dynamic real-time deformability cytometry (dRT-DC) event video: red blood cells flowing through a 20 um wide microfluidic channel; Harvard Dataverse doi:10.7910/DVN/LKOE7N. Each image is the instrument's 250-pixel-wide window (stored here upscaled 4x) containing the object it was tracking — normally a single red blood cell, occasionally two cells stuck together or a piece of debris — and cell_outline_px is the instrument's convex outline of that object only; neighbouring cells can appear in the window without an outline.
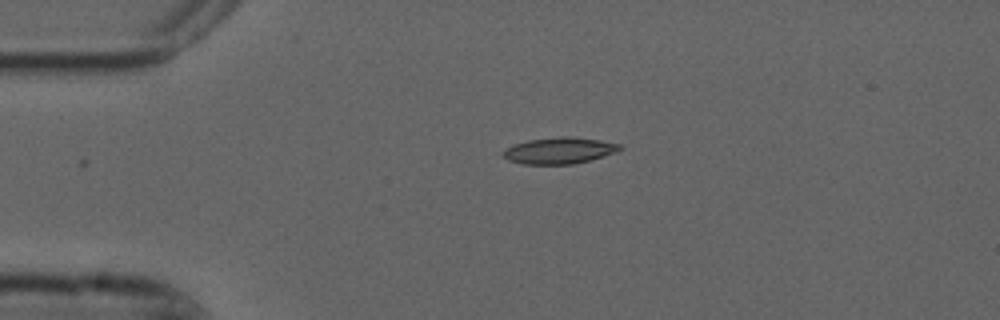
{"species": "common noctule bat (a hibernating species)", "species_latin": "Nyctalus noctula", "temperature_condition": "cold", "stored_images_in_passage": 3, "camera_frame_rate_fps": 3000, "um_per_image_px": 0.085, "animal": {"sex": "male", "forearm_length_mm": 52.5}, "frame": {"image": 1, "passage_image": 3, "time_ms": 0.667, "image_size_px": [1000, 320], "cell_outline_px": [[624, 148], [616, 152], [592, 160], [572, 164], [524, 164], [508, 160], [500, 152], [516, 144], [528, 140], [560, 136], [568, 136], [600, 140], [620, 144]], "centroid_in_image_um": [47.58, 12.8], "position_along_channel_um": 37.4, "area_um2": 17.92}}